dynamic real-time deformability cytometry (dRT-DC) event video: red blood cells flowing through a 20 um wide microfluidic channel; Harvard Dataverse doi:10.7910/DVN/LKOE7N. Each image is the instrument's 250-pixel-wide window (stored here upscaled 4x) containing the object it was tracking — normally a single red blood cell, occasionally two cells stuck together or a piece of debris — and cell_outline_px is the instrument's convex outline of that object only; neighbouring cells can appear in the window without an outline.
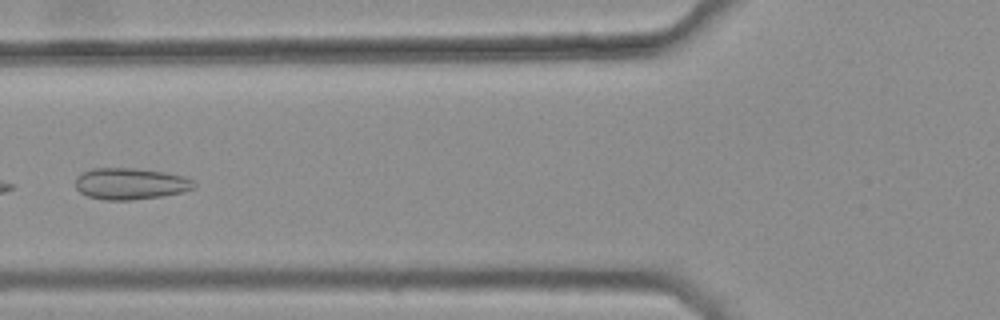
{"species": "common noctule bat (a hibernating species)", "species_latin": "Nyctalus noctula", "temperature_condition": "warm", "stored_images_in_passage": 6, "camera_frame_rate_fps": 3000, "um_per_image_px": 0.085, "animal": {"sex": "female", "body_mass_g": 25.1}, "frame": {"image": 1, "passage_image": 5, "time_ms": 1.333, "image_size_px": [1000, 320], "cell_outline_px": [[196, 188], [184, 192], [160, 196], [132, 200], [104, 200], [88, 196], [80, 192], [76, 188], [76, 176], [80, 172], [92, 168], [136, 168], [164, 172], [188, 176], [196, 180]], "centroid_in_image_um": [11.13, 15.6], "position_along_channel_um": 114.7, "area_um2": 22.2}}
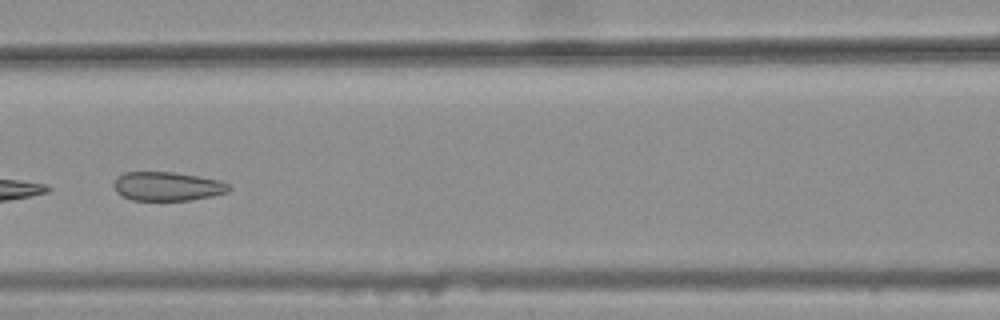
{"frame": {"image": 2, "passage_image": 6, "time_ms": 1.667, "image_size_px": [1000, 320], "cell_outline_px": [[232, 188], [228, 192], [212, 196], [188, 200], [132, 200], [116, 192], [112, 184], [124, 172], [172, 172], [220, 180], [232, 184]], "centroid_in_image_um": [14.27, 15.84], "position_along_channel_um": 152.3, "area_um2": 19.36}}